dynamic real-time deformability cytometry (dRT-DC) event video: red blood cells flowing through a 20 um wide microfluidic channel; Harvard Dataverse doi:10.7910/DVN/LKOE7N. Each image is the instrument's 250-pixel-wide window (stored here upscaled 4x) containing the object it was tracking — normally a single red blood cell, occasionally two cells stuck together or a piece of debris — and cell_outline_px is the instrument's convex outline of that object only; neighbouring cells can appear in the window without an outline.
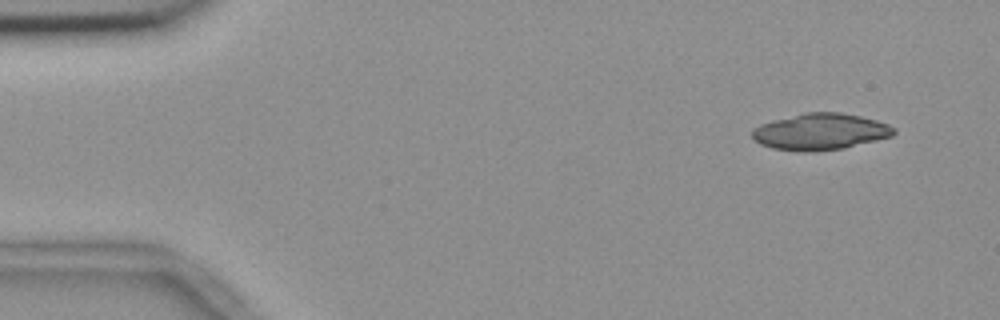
{"species": "common noctule bat (a hibernating species)", "species_latin": "Nyctalus noctula", "temperature_condition": "room temperature", "stored_images_in_passage": 51, "camera_frame_rate_fps": 3000, "um_per_image_px": 0.085, "animal": {"sex": "female", "body_mass_g": 18.4}, "frame": {"image": 1, "passage_image": 1, "time_ms": 0.0, "image_size_px": [1000, 320], "cell_outline_px": [[896, 132], [892, 136], [844, 148], [812, 152], [804, 152], [772, 148], [760, 144], [752, 136], [752, 128], [760, 124], [772, 120], [804, 112], [840, 112], [860, 116], [876, 120], [888, 124], [896, 128]], "centroid_in_image_um": [69.72, 11.19], "position_along_channel_um": 15.3, "area_um2": 30.23}}